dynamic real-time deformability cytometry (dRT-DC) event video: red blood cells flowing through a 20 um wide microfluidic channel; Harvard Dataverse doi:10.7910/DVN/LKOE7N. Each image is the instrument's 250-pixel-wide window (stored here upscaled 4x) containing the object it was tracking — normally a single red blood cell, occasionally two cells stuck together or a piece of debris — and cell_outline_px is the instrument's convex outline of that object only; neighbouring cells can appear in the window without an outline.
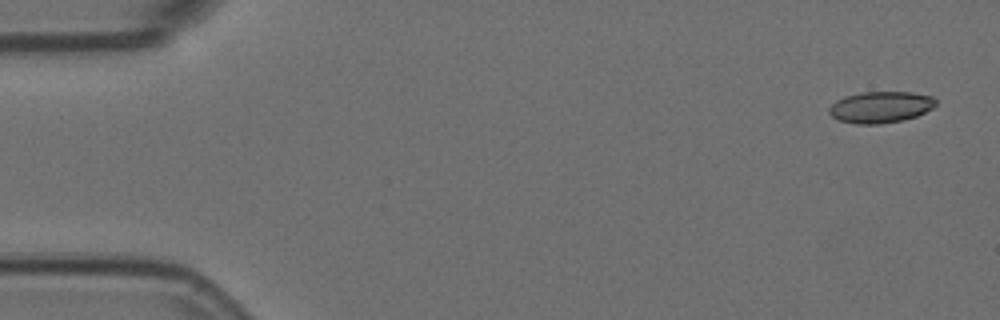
{"species": "Egyptian fruit bat (a non-hibernating species)", "species_latin": "Rousettus aegyptiacus", "temperature_condition": "room temperature", "stored_images_in_passage": 6, "camera_frame_rate_fps": 3000, "um_per_image_px": 0.085, "animal": {"sex": "female"}, "frame": {"image": 1, "passage_image": 1, "time_ms": 0.0, "image_size_px": [1000, 320], "cell_outline_px": [[936, 104], [932, 108], [916, 116], [904, 120], [880, 124], [856, 124], [840, 120], [832, 116], [828, 112], [828, 108], [836, 100], [844, 96], [864, 92], [912, 92], [932, 96], [936, 100]], "centroid_in_image_um": [74.84, 9.1], "position_along_channel_um": 10.2, "area_um2": 19.54}}
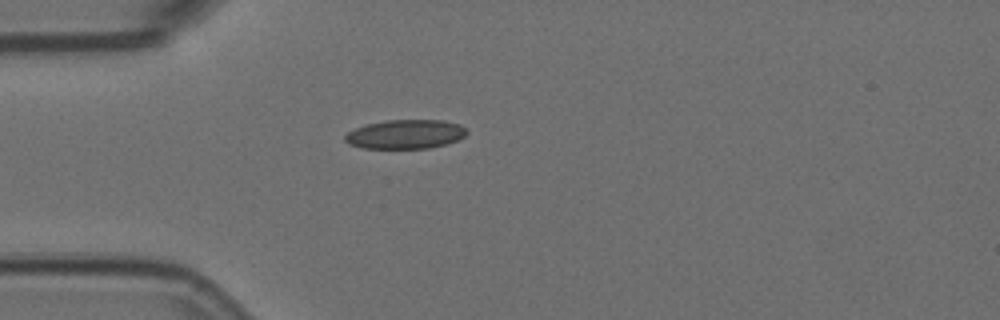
{"frame": {"image": 2, "passage_image": 4, "time_ms": 1.0, "image_size_px": [1000, 320], "cell_outline_px": [[468, 132], [464, 136], [456, 140], [444, 144], [428, 148], [360, 148], [348, 144], [344, 140], [344, 136], [348, 132], [356, 128], [368, 124], [388, 120], [444, 120], [460, 124]], "centroid_in_image_um": [34.44, 11.41], "position_along_channel_um": 50.6, "area_um2": 20.52}}
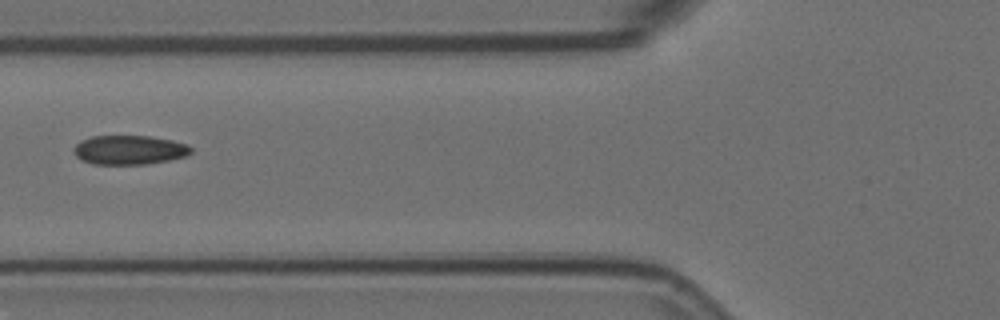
{"frame": {"image": 3, "passage_image": 6, "time_ms": 1.667, "image_size_px": [1000, 320], "cell_outline_px": [[192, 152], [188, 156], [148, 164], [92, 164], [80, 160], [72, 152], [72, 148], [80, 140], [92, 136], [152, 136], [172, 140], [188, 144], [192, 148]], "centroid_in_image_um": [10.98, 12.74], "position_along_channel_um": 114.8, "area_um2": 20.29}}